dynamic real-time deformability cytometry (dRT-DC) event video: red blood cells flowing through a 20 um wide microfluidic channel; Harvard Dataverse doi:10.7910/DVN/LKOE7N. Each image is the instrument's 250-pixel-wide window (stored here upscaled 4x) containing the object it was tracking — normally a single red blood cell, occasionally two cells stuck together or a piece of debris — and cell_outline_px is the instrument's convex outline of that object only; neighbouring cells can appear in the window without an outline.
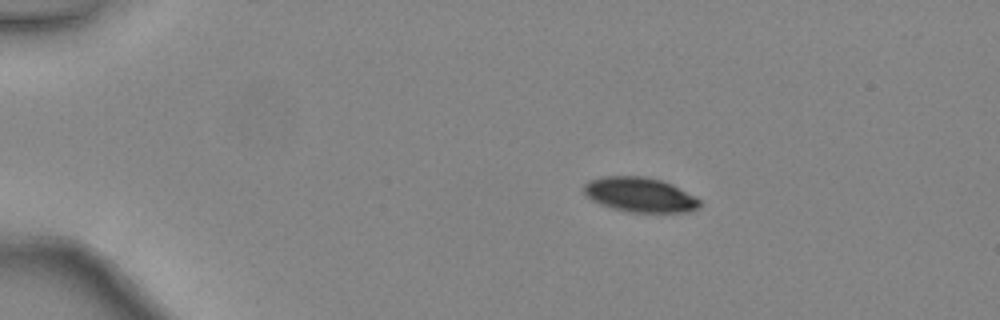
{"species": "common noctule bat (a hibernating species)", "species_latin": "Nyctalus noctula", "temperature_condition": "warm", "stored_images_in_passage": 39, "camera_frame_rate_fps": 3000, "um_per_image_px": 0.085, "animal": {"sex": "female", "body_mass_g": 24.6, "forearm_length_mm": 56.2}, "frame": {"image": 1, "passage_image": 1, "time_ms": 0.0, "image_size_px": [1000, 320], "cell_outline_px": [[700, 204], [696, 208], [688, 212], [628, 212], [612, 208], [592, 200], [584, 196], [584, 184], [588, 180], [604, 176], [644, 176], [660, 180], [672, 184], [696, 196], [700, 200]], "centroid_in_image_um": [54.37, 16.54], "position_along_channel_um": 30.6, "area_um2": 23.47}}
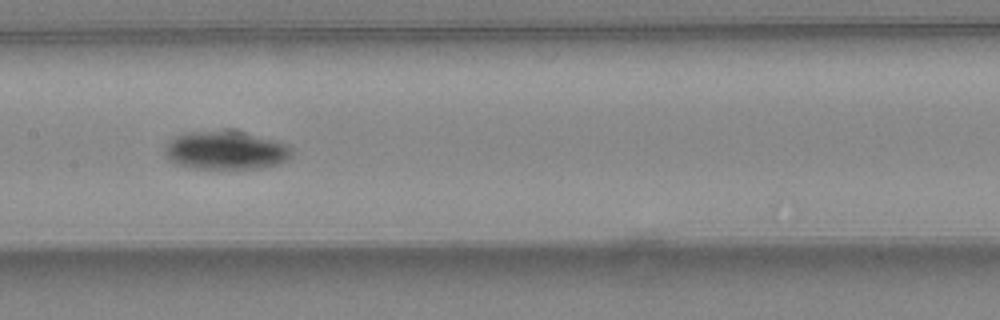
{"frame": {"image": 2, "passage_image": 17, "time_ms": 5.333, "image_size_px": [1000, 320], "cell_outline_px": [[292, 156], [288, 160], [280, 164], [260, 168], [192, 168], [172, 164], [164, 156], [164, 148], [168, 140], [184, 132], [224, 128], [228, 128], [244, 132], [288, 144], [292, 148]], "centroid_in_image_um": [19.14, 12.75], "position_along_channel_um": 188.3, "area_um2": 29.42}}
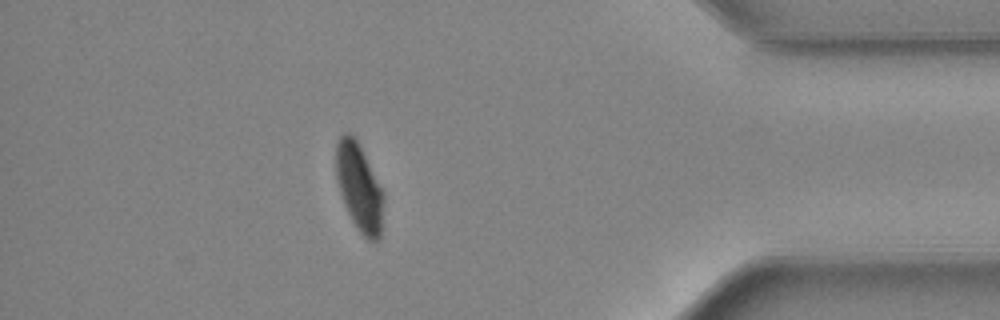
{"frame": {"image": 3, "passage_image": 34, "time_ms": 11.0, "image_size_px": [1000, 320], "cell_outline_px": [[384, 200], [380, 240], [368, 240], [356, 228], [344, 204], [340, 192], [336, 176], [336, 144], [340, 136], [344, 132], [348, 132], [360, 144], [384, 192]], "centroid_in_image_um": [30.55, 15.92], "position_along_channel_um": 404.7, "area_um2": 24.39}, "authors_computed_cell_mechanics": {"area_um2": 26.588, "velocity_mm_per_s": 4.4396, "shape_relaxation_time_tau1_ms": 2.3106, "shape_relaxation_time_tau2_ms": null, "deformation_change_tau1": 0.1239, "deformation_change_tau2": null}}